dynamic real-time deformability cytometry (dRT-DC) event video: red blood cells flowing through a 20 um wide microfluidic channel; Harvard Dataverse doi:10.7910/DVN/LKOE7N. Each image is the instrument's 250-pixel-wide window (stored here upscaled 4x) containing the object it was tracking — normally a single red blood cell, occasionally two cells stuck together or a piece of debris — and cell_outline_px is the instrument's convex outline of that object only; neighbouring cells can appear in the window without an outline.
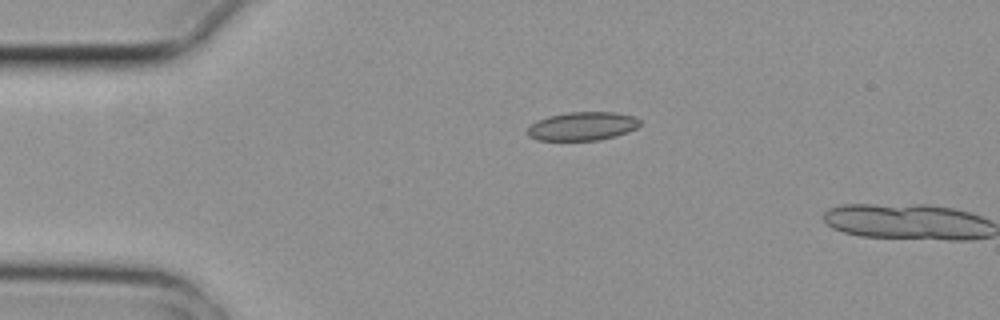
{"species": "common noctule bat (a hibernating species)", "species_latin": "Nyctalus noctula", "temperature_condition": "cold", "stored_images_in_passage": 4, "camera_frame_rate_fps": 3000, "um_per_image_px": 0.085, "animal": {"sex": "female", "body_mass_g": 29.2, "forearm_length_mm": 56.3}, "frame": {"image": 1, "passage_image": 4, "time_ms": 1.0, "image_size_px": [1000, 320], "cell_outline_px": [[640, 124], [636, 128], [628, 132], [616, 136], [600, 140], [536, 140], [528, 136], [528, 128], [536, 120], [548, 116], [568, 112], [616, 112], [636, 116], [640, 120]], "centroid_in_image_um": [49.53, 10.72], "position_along_channel_um": 35.5, "area_um2": 18.84}}